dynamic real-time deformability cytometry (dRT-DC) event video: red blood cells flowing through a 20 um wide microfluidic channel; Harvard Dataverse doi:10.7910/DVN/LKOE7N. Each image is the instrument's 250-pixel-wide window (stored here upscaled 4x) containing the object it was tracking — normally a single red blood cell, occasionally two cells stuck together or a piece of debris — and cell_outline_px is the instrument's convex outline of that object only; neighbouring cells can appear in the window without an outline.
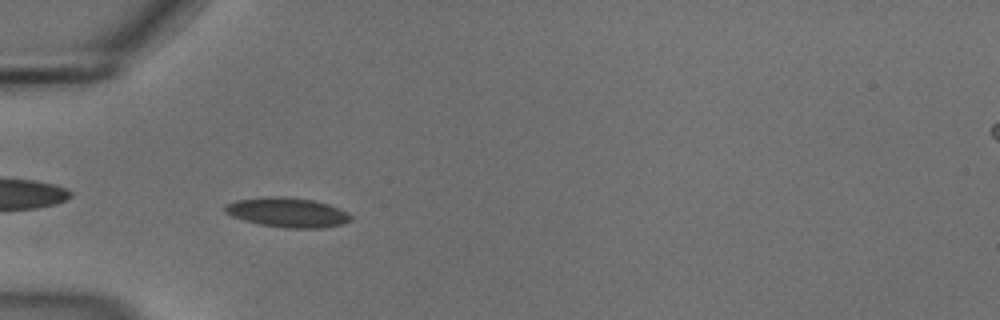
{"species": "common noctule bat (a hibernating species)", "species_latin": "Nyctalus noctula", "temperature_condition": "cold", "stored_images_in_passage": 40, "camera_frame_rate_fps": 3000, "um_per_image_px": 0.085, "animal": {"sex": "male", "body_mass_g": 18.8}, "frame": {"image": 1, "passage_image": 3, "time_ms": 0.667, "image_size_px": [1000, 320], "cell_outline_px": [[352, 220], [344, 224], [324, 228], [284, 228], [260, 224], [244, 220], [232, 216], [224, 212], [224, 204], [236, 200], [268, 196], [284, 196], [312, 200], [328, 204], [348, 212], [352, 216]], "centroid_in_image_um": [24.44, 18.06], "position_along_channel_um": 60.6, "area_um2": 21.91}}
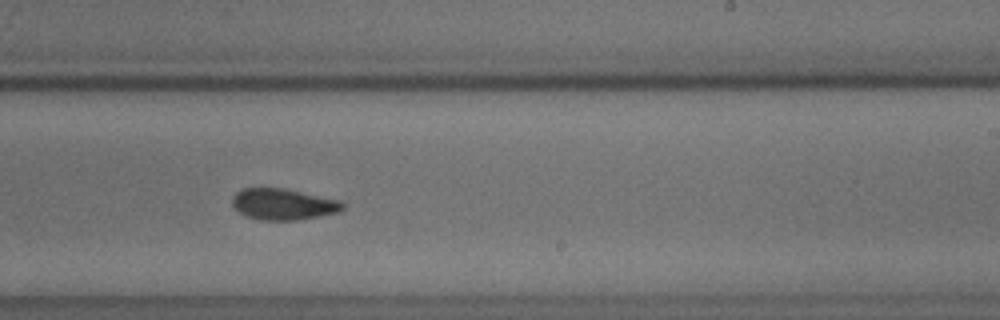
{"frame": {"image": 2, "passage_image": 20, "time_ms": 6.333, "image_size_px": [1000, 320], "cell_outline_px": [[344, 208], [336, 212], [296, 220], [260, 220], [248, 216], [240, 212], [232, 204], [232, 196], [240, 188], [284, 188], [344, 200]], "centroid_in_image_um": [24.08, 17.33], "position_along_channel_um": 264.9, "area_um2": 20.11}}
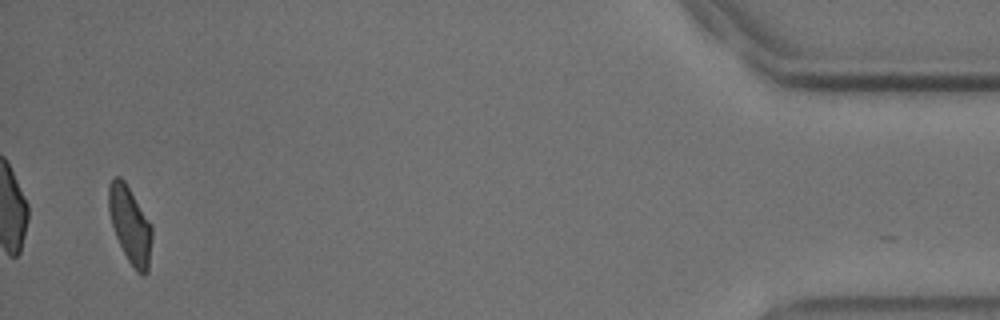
{"frame": {"image": 3, "passage_image": 39, "time_ms": 12.667, "image_size_px": [1000, 320], "cell_outline_px": [[152, 236], [148, 272], [144, 276], [136, 272], [132, 268], [116, 236], [112, 224], [108, 208], [108, 184], [112, 176], [120, 176], [124, 180], [152, 224]], "centroid_in_image_um": [11.06, 19.11], "position_along_channel_um": 424.1, "area_um2": 19.54}, "authors_computed_cell_mechanics": {"area_um2": 20.1144, "velocity_mm_per_s": 3.692, "shape_relaxation_time_tau1_ms": 5.6597, "shape_relaxation_time_tau2_ms": 2.7994, "deformation_change_tau1": 0.0955, "deformation_change_tau2": 0.0806}}